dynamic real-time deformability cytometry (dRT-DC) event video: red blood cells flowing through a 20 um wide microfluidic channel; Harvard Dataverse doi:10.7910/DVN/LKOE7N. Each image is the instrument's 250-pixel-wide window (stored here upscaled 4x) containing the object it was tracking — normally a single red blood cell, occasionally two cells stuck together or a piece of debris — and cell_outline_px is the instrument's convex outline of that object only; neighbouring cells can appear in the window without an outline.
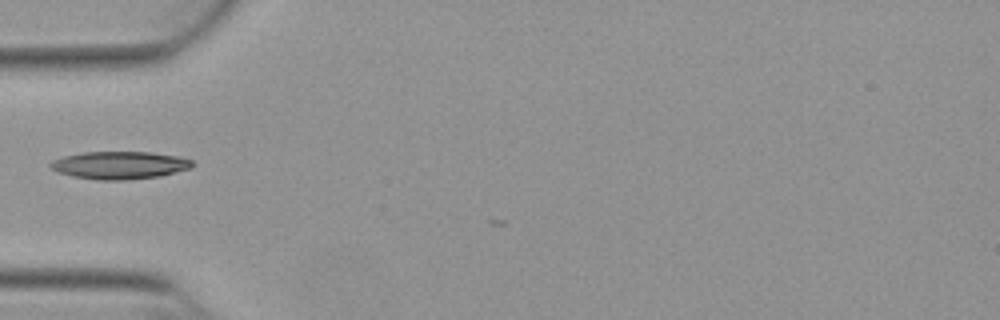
{"species": "Egyptian fruit bat (a non-hibernating species)", "species_latin": "Rousettus aegyptiacus", "temperature_condition": "warm", "stored_images_in_passage": 6, "camera_frame_rate_fps": 3000, "um_per_image_px": 0.085, "animal": {"sex": "female"}, "frame": {"image": 1, "passage_image": 1, "time_ms": 0.0, "image_size_px": [1000, 320], "cell_outline_px": [[196, 164], [192, 168], [160, 176], [124, 180], [96, 180], [72, 176], [60, 172], [52, 168], [48, 164], [52, 160], [64, 156], [84, 152], [152, 152], [176, 156], [192, 160]], "centroid_in_image_um": [10.2, 14.04], "position_along_channel_um": 74.8, "area_um2": 22.89}}